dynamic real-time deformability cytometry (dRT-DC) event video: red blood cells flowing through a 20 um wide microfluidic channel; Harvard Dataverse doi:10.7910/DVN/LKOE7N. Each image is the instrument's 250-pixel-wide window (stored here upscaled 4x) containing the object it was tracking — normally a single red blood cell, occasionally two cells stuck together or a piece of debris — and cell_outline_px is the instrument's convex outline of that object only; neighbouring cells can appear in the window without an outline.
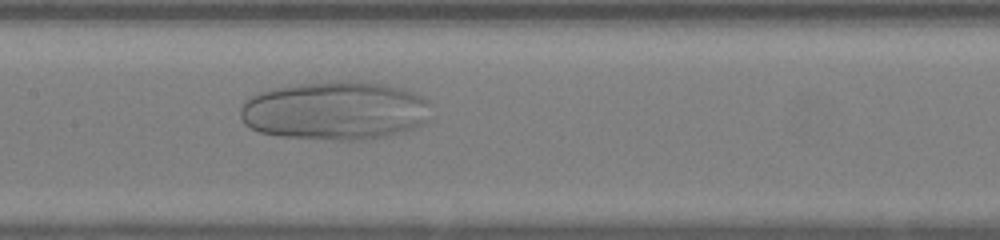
{"species": "human", "species_latin": "Homo sapiens", "temperature_condition": "warm", "stored_images_in_passage": 30, "camera_frame_rate_fps": 3000, "um_per_image_px": 0.085, "donor": {"sex": "female"}, "frame": {"image": 1, "passage_image": 9, "time_ms": 2.667, "image_size_px": [1000, 240], "cell_outline_px": [[432, 120], [424, 124], [404, 132], [388, 136], [360, 140], [332, 140], [280, 136], [260, 132], [244, 124], [240, 116], [240, 108], [244, 100], [260, 92], [272, 88], [296, 84], [348, 80], [380, 84], [404, 88], [428, 100]], "centroid_in_image_um": [28.52, 9.41], "position_along_channel_um": 178.9, "area_um2": 65.78}}
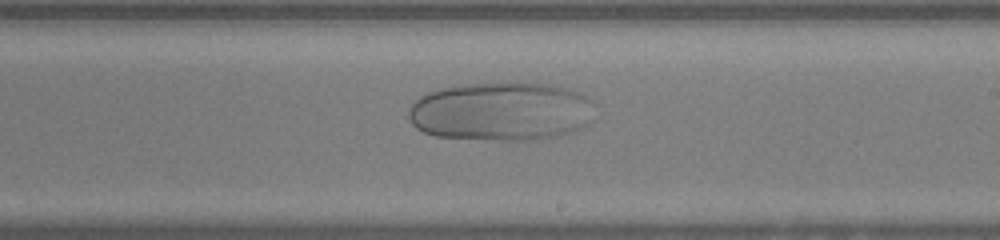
{"frame": {"image": 2, "passage_image": 14, "time_ms": 4.333, "image_size_px": [1000, 240], "cell_outline_px": [[596, 120], [592, 124], [584, 128], [572, 132], [532, 140], [504, 140], [436, 136], [424, 132], [416, 128], [412, 124], [408, 116], [408, 112], [412, 104], [420, 96], [428, 92], [440, 88], [468, 84], [548, 84], [568, 88], [592, 100]], "centroid_in_image_um": [42.65, 9.49], "position_along_channel_um": 246.3, "area_um2": 63.75}}
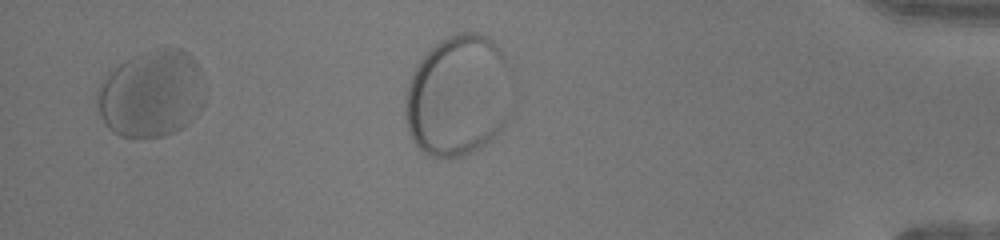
{"frame": {"image": 3, "passage_image": 28, "time_ms": 9.0, "image_size_px": [1000, 240], "cell_outline_px": [[204, 104], [180, 128], [164, 136], [136, 140], [120, 136], [112, 132], [104, 124], [100, 116], [96, 104], [96, 88], [108, 72], [132, 56], [156, 48], [180, 48], [188, 52], [196, 60], [204, 96]], "centroid_in_image_um": [12.8, 7.99], "position_along_channel_um": 422.4, "area_um2": 55.03}}